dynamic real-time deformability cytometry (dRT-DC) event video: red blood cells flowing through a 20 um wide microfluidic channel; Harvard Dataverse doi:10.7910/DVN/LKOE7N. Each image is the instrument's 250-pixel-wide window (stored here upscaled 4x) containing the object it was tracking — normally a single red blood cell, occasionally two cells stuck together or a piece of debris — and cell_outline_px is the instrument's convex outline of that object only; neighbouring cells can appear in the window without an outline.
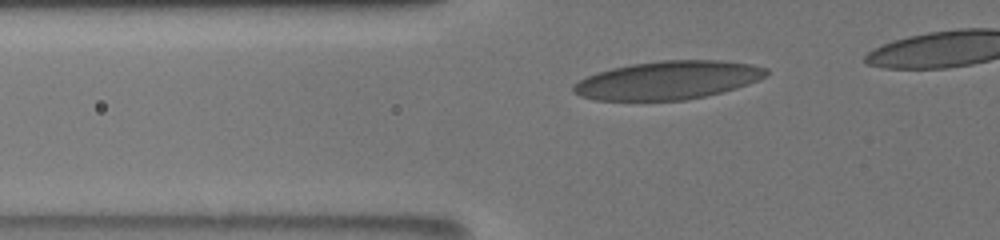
{"species": "human", "species_latin": "Homo sapiens", "temperature_condition": "room temperature", "stored_images_in_passage": 5, "segment_of_instrument_passage": [1, 2], "camera_frame_rate_fps": 3000, "um_per_image_px": 0.085, "donor": {"sex": "male"}, "frame": {"image": 1, "passage_image": 3, "time_ms": 1.333, "image_size_px": [1000, 240], "cell_outline_px": [[768, 76], [748, 84], [736, 88], [704, 96], [684, 100], [596, 100], [580, 96], [572, 92], [572, 84], [596, 72], [612, 68], [632, 64], [660, 60], [720, 60], [752, 64], [768, 68]], "centroid_in_image_um": [56.77, 6.81], "position_along_channel_um": 69.0, "area_um2": 43.12}}